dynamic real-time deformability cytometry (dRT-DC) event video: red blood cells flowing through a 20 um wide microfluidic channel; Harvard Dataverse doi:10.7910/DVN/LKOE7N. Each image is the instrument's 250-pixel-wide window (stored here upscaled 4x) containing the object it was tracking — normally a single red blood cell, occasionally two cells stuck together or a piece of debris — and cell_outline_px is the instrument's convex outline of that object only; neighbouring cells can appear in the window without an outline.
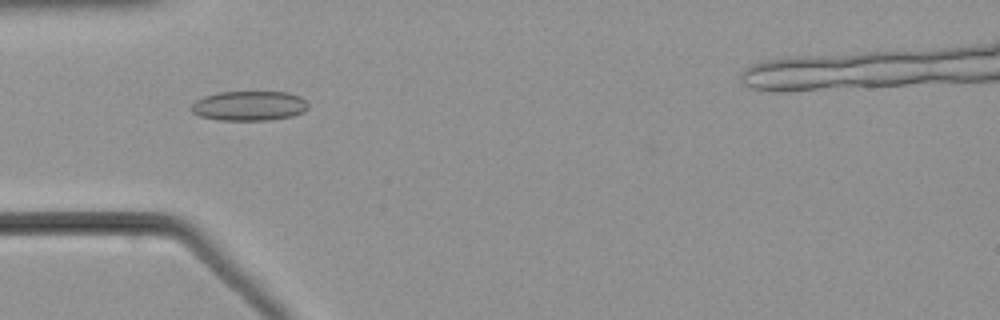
{"species": "common noctule bat (a hibernating species)", "species_latin": "Nyctalus noctula", "temperature_condition": "warm", "stored_images_in_passage": 39, "camera_frame_rate_fps": 3000, "um_per_image_px": 0.085, "animal": {"sex": "male", "body_mass_g": 21.5, "forearm_length_mm": 52.0}, "frame": {"image": 1, "passage_image": 4, "time_ms": 1.0, "image_size_px": [1000, 320], "cell_outline_px": [[308, 108], [304, 112], [292, 116], [268, 120], [220, 120], [200, 116], [192, 112], [192, 104], [196, 100], [204, 96], [220, 92], [288, 92], [300, 96], [308, 104]], "centroid_in_image_um": [21.2, 8.99], "position_along_channel_um": 63.8, "area_um2": 20.17}}
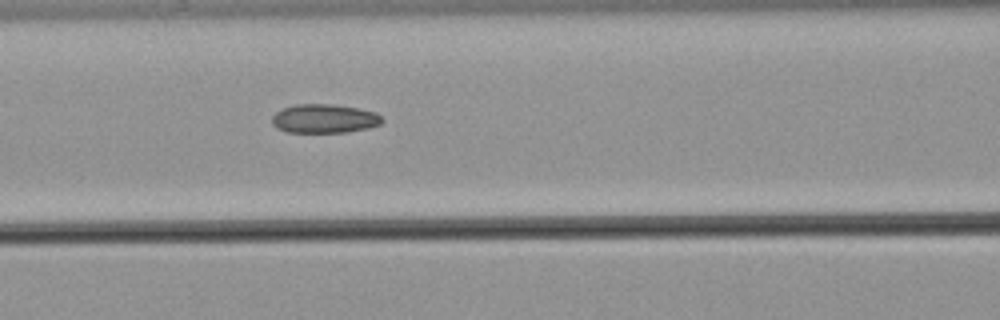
{"frame": {"image": 2, "passage_image": 10, "time_ms": 3.0, "image_size_px": [1000, 320], "cell_outline_px": [[384, 120], [380, 124], [368, 128], [344, 132], [288, 132], [276, 128], [272, 124], [272, 116], [276, 112], [284, 108], [296, 104], [332, 104], [356, 108], [376, 112]], "centroid_in_image_um": [27.55, 10.08], "position_along_channel_um": 139.0, "area_um2": 18.44}}
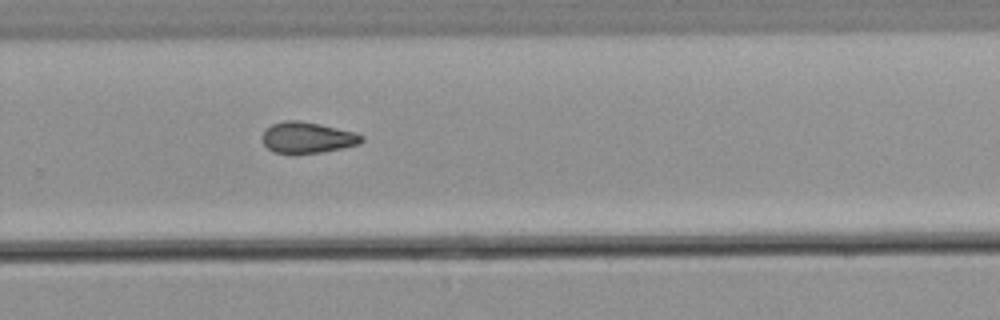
{"frame": {"image": 3, "passage_image": 23, "time_ms": 7.333, "image_size_px": [1000, 320], "cell_outline_px": [[364, 140], [360, 144], [320, 152], [272, 152], [264, 144], [260, 136], [272, 124], [284, 120], [296, 120], [320, 124], [352, 132], [364, 136]], "centroid_in_image_um": [26.11, 11.68], "position_along_channel_um": 303.7, "area_um2": 17.57}}